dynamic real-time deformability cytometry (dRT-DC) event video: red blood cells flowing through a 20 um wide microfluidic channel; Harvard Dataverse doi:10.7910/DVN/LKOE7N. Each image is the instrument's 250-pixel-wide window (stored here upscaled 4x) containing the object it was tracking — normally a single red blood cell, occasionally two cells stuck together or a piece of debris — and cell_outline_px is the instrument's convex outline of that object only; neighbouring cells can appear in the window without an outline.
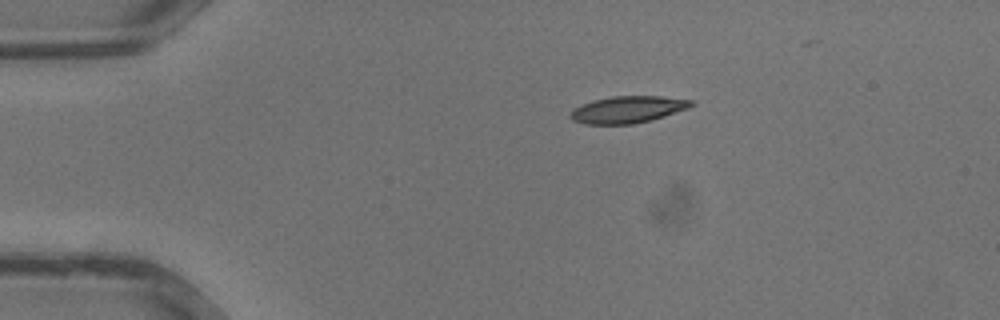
{"species": "common noctule bat (a hibernating species)", "species_latin": "Nyctalus noctula", "temperature_condition": "warm", "stored_images_in_passage": 26, "camera_frame_rate_fps": 3000, "um_per_image_px": 0.085, "animal": {"sex": "male", "body_mass_g": 13.3}, "frame": {"image": 1, "passage_image": 1, "time_ms": 0.0, "image_size_px": [1000, 320], "cell_outline_px": [[696, 104], [688, 108], [652, 120], [632, 124], [584, 124], [572, 120], [568, 116], [572, 108], [580, 104], [592, 100], [612, 96], [660, 96], [692, 100]], "centroid_in_image_um": [53.31, 9.31], "position_along_channel_um": 31.7, "area_um2": 19.13}}
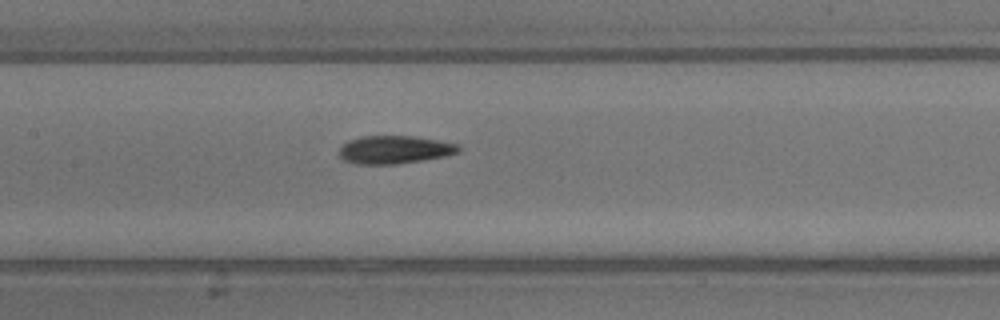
{"frame": {"image": 2, "passage_image": 11, "time_ms": 3.333, "image_size_px": [1000, 320], "cell_outline_px": [[460, 152], [444, 156], [424, 160], [396, 164], [356, 164], [344, 160], [340, 156], [340, 148], [348, 140], [360, 136], [416, 136], [440, 140], [456, 144], [460, 148]], "centroid_in_image_um": [33.54, 12.72], "position_along_channel_um": 173.9, "area_um2": 19.54}}
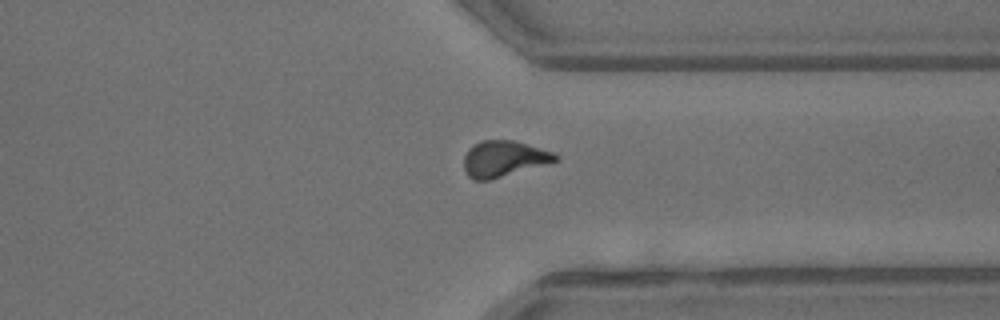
{"frame": {"image": 3, "passage_image": 21, "time_ms": 6.667, "image_size_px": [1000, 320], "cell_outline_px": [[560, 160], [488, 180], [472, 180], [464, 172], [464, 156], [468, 148], [472, 144], [480, 140], [512, 140], [552, 152], [560, 156]], "centroid_in_image_um": [42.77, 13.49], "position_along_channel_um": 368.6, "area_um2": 19.13}}